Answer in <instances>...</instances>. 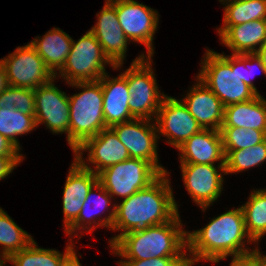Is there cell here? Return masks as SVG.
Listing matches in <instances>:
<instances>
[{
	"instance_id": "obj_36",
	"label": "cell",
	"mask_w": 266,
	"mask_h": 266,
	"mask_svg": "<svg viewBox=\"0 0 266 266\" xmlns=\"http://www.w3.org/2000/svg\"><path fill=\"white\" fill-rule=\"evenodd\" d=\"M230 266H258L257 265V247L250 253L240 256H232Z\"/></svg>"
},
{
	"instance_id": "obj_27",
	"label": "cell",
	"mask_w": 266,
	"mask_h": 266,
	"mask_svg": "<svg viewBox=\"0 0 266 266\" xmlns=\"http://www.w3.org/2000/svg\"><path fill=\"white\" fill-rule=\"evenodd\" d=\"M221 3L225 5L222 26L266 20V0H223Z\"/></svg>"
},
{
	"instance_id": "obj_33",
	"label": "cell",
	"mask_w": 266,
	"mask_h": 266,
	"mask_svg": "<svg viewBox=\"0 0 266 266\" xmlns=\"http://www.w3.org/2000/svg\"><path fill=\"white\" fill-rule=\"evenodd\" d=\"M120 266H191L188 257H158L149 260H120Z\"/></svg>"
},
{
	"instance_id": "obj_42",
	"label": "cell",
	"mask_w": 266,
	"mask_h": 266,
	"mask_svg": "<svg viewBox=\"0 0 266 266\" xmlns=\"http://www.w3.org/2000/svg\"><path fill=\"white\" fill-rule=\"evenodd\" d=\"M257 265L266 266V255L260 253V249L257 247Z\"/></svg>"
},
{
	"instance_id": "obj_21",
	"label": "cell",
	"mask_w": 266,
	"mask_h": 266,
	"mask_svg": "<svg viewBox=\"0 0 266 266\" xmlns=\"http://www.w3.org/2000/svg\"><path fill=\"white\" fill-rule=\"evenodd\" d=\"M99 81L103 91V114L106 127L135 119L128 106L130 93L127 80L121 74L111 78L105 73Z\"/></svg>"
},
{
	"instance_id": "obj_35",
	"label": "cell",
	"mask_w": 266,
	"mask_h": 266,
	"mask_svg": "<svg viewBox=\"0 0 266 266\" xmlns=\"http://www.w3.org/2000/svg\"><path fill=\"white\" fill-rule=\"evenodd\" d=\"M23 155H0V180L5 179L22 161Z\"/></svg>"
},
{
	"instance_id": "obj_39",
	"label": "cell",
	"mask_w": 266,
	"mask_h": 266,
	"mask_svg": "<svg viewBox=\"0 0 266 266\" xmlns=\"http://www.w3.org/2000/svg\"><path fill=\"white\" fill-rule=\"evenodd\" d=\"M8 86L5 67L2 59L0 60V93Z\"/></svg>"
},
{
	"instance_id": "obj_3",
	"label": "cell",
	"mask_w": 266,
	"mask_h": 266,
	"mask_svg": "<svg viewBox=\"0 0 266 266\" xmlns=\"http://www.w3.org/2000/svg\"><path fill=\"white\" fill-rule=\"evenodd\" d=\"M182 226L178 213L167 223L150 226L143 231L128 232L111 246L112 253L123 260L188 257L187 231Z\"/></svg>"
},
{
	"instance_id": "obj_19",
	"label": "cell",
	"mask_w": 266,
	"mask_h": 266,
	"mask_svg": "<svg viewBox=\"0 0 266 266\" xmlns=\"http://www.w3.org/2000/svg\"><path fill=\"white\" fill-rule=\"evenodd\" d=\"M196 83L182 99L202 129L220 131L224 118L221 100L196 76Z\"/></svg>"
},
{
	"instance_id": "obj_30",
	"label": "cell",
	"mask_w": 266,
	"mask_h": 266,
	"mask_svg": "<svg viewBox=\"0 0 266 266\" xmlns=\"http://www.w3.org/2000/svg\"><path fill=\"white\" fill-rule=\"evenodd\" d=\"M224 154L226 175L259 166L266 160V139L250 148L224 150Z\"/></svg>"
},
{
	"instance_id": "obj_38",
	"label": "cell",
	"mask_w": 266,
	"mask_h": 266,
	"mask_svg": "<svg viewBox=\"0 0 266 266\" xmlns=\"http://www.w3.org/2000/svg\"><path fill=\"white\" fill-rule=\"evenodd\" d=\"M20 152L11 141L0 134V155H22Z\"/></svg>"
},
{
	"instance_id": "obj_28",
	"label": "cell",
	"mask_w": 266,
	"mask_h": 266,
	"mask_svg": "<svg viewBox=\"0 0 266 266\" xmlns=\"http://www.w3.org/2000/svg\"><path fill=\"white\" fill-rule=\"evenodd\" d=\"M33 237L19 227L14 220L0 207V258L9 259L16 252L26 248Z\"/></svg>"
},
{
	"instance_id": "obj_11",
	"label": "cell",
	"mask_w": 266,
	"mask_h": 266,
	"mask_svg": "<svg viewBox=\"0 0 266 266\" xmlns=\"http://www.w3.org/2000/svg\"><path fill=\"white\" fill-rule=\"evenodd\" d=\"M88 153V163L84 160L83 152ZM75 160L85 169L98 174L103 169L130 159L127 148L121 143L111 127L102 129L97 135L85 140L74 150Z\"/></svg>"
},
{
	"instance_id": "obj_37",
	"label": "cell",
	"mask_w": 266,
	"mask_h": 266,
	"mask_svg": "<svg viewBox=\"0 0 266 266\" xmlns=\"http://www.w3.org/2000/svg\"><path fill=\"white\" fill-rule=\"evenodd\" d=\"M3 107L11 110L15 109V105L13 104V86L8 85L1 93H0V109Z\"/></svg>"
},
{
	"instance_id": "obj_40",
	"label": "cell",
	"mask_w": 266,
	"mask_h": 266,
	"mask_svg": "<svg viewBox=\"0 0 266 266\" xmlns=\"http://www.w3.org/2000/svg\"><path fill=\"white\" fill-rule=\"evenodd\" d=\"M256 54L261 58L262 64L266 69V41L260 46Z\"/></svg>"
},
{
	"instance_id": "obj_17",
	"label": "cell",
	"mask_w": 266,
	"mask_h": 266,
	"mask_svg": "<svg viewBox=\"0 0 266 266\" xmlns=\"http://www.w3.org/2000/svg\"><path fill=\"white\" fill-rule=\"evenodd\" d=\"M98 182V174L83 168L75 159L71 164L63 190L62 208L64 229L66 230L78 217L83 202Z\"/></svg>"
},
{
	"instance_id": "obj_4",
	"label": "cell",
	"mask_w": 266,
	"mask_h": 266,
	"mask_svg": "<svg viewBox=\"0 0 266 266\" xmlns=\"http://www.w3.org/2000/svg\"><path fill=\"white\" fill-rule=\"evenodd\" d=\"M197 77L221 100L224 107L258 96L243 82L242 54L224 55L207 49Z\"/></svg>"
},
{
	"instance_id": "obj_5",
	"label": "cell",
	"mask_w": 266,
	"mask_h": 266,
	"mask_svg": "<svg viewBox=\"0 0 266 266\" xmlns=\"http://www.w3.org/2000/svg\"><path fill=\"white\" fill-rule=\"evenodd\" d=\"M82 92L68 96L70 107L69 146L74 152L85 140L107 128L103 114L101 82L86 81L69 84Z\"/></svg>"
},
{
	"instance_id": "obj_15",
	"label": "cell",
	"mask_w": 266,
	"mask_h": 266,
	"mask_svg": "<svg viewBox=\"0 0 266 266\" xmlns=\"http://www.w3.org/2000/svg\"><path fill=\"white\" fill-rule=\"evenodd\" d=\"M158 137H167L166 143L180 147L193 134L202 130L196 119L189 113L182 100L165 96L155 117Z\"/></svg>"
},
{
	"instance_id": "obj_1",
	"label": "cell",
	"mask_w": 266,
	"mask_h": 266,
	"mask_svg": "<svg viewBox=\"0 0 266 266\" xmlns=\"http://www.w3.org/2000/svg\"><path fill=\"white\" fill-rule=\"evenodd\" d=\"M162 173L147 187L115 204V217L112 231L120 234L109 240L111 247L122 235L138 232L171 221L179 212L168 177ZM167 176V177H166Z\"/></svg>"
},
{
	"instance_id": "obj_34",
	"label": "cell",
	"mask_w": 266,
	"mask_h": 266,
	"mask_svg": "<svg viewBox=\"0 0 266 266\" xmlns=\"http://www.w3.org/2000/svg\"><path fill=\"white\" fill-rule=\"evenodd\" d=\"M13 104L21 113L35 115L34 90L13 86Z\"/></svg>"
},
{
	"instance_id": "obj_14",
	"label": "cell",
	"mask_w": 266,
	"mask_h": 266,
	"mask_svg": "<svg viewBox=\"0 0 266 266\" xmlns=\"http://www.w3.org/2000/svg\"><path fill=\"white\" fill-rule=\"evenodd\" d=\"M180 164L183 182L188 194L205 212L213 202L215 203L223 191L225 164H218L217 167L211 164Z\"/></svg>"
},
{
	"instance_id": "obj_6",
	"label": "cell",
	"mask_w": 266,
	"mask_h": 266,
	"mask_svg": "<svg viewBox=\"0 0 266 266\" xmlns=\"http://www.w3.org/2000/svg\"><path fill=\"white\" fill-rule=\"evenodd\" d=\"M152 57L141 53L121 75L127 80L131 115L135 119L155 120L164 97L152 69Z\"/></svg>"
},
{
	"instance_id": "obj_16",
	"label": "cell",
	"mask_w": 266,
	"mask_h": 266,
	"mask_svg": "<svg viewBox=\"0 0 266 266\" xmlns=\"http://www.w3.org/2000/svg\"><path fill=\"white\" fill-rule=\"evenodd\" d=\"M96 16L97 22L89 31L115 65L114 70L119 69L125 60L129 40L120 27L116 8L109 0H105V5Z\"/></svg>"
},
{
	"instance_id": "obj_24",
	"label": "cell",
	"mask_w": 266,
	"mask_h": 266,
	"mask_svg": "<svg viewBox=\"0 0 266 266\" xmlns=\"http://www.w3.org/2000/svg\"><path fill=\"white\" fill-rule=\"evenodd\" d=\"M222 127L257 129L266 133V99H254L226 106Z\"/></svg>"
},
{
	"instance_id": "obj_22",
	"label": "cell",
	"mask_w": 266,
	"mask_h": 266,
	"mask_svg": "<svg viewBox=\"0 0 266 266\" xmlns=\"http://www.w3.org/2000/svg\"><path fill=\"white\" fill-rule=\"evenodd\" d=\"M217 31L221 43L227 46L232 54L256 53L266 41V20L221 26Z\"/></svg>"
},
{
	"instance_id": "obj_25",
	"label": "cell",
	"mask_w": 266,
	"mask_h": 266,
	"mask_svg": "<svg viewBox=\"0 0 266 266\" xmlns=\"http://www.w3.org/2000/svg\"><path fill=\"white\" fill-rule=\"evenodd\" d=\"M69 240L64 253L38 247L37 242L33 240L26 248L13 254L8 262L14 266H63L75 253L72 237Z\"/></svg>"
},
{
	"instance_id": "obj_20",
	"label": "cell",
	"mask_w": 266,
	"mask_h": 266,
	"mask_svg": "<svg viewBox=\"0 0 266 266\" xmlns=\"http://www.w3.org/2000/svg\"><path fill=\"white\" fill-rule=\"evenodd\" d=\"M180 163L211 164L215 162L225 164L222 136L220 131L202 129L193 134L180 147Z\"/></svg>"
},
{
	"instance_id": "obj_23",
	"label": "cell",
	"mask_w": 266,
	"mask_h": 266,
	"mask_svg": "<svg viewBox=\"0 0 266 266\" xmlns=\"http://www.w3.org/2000/svg\"><path fill=\"white\" fill-rule=\"evenodd\" d=\"M30 44L55 76L64 66L71 49L72 38L60 28L49 30L42 38L35 37Z\"/></svg>"
},
{
	"instance_id": "obj_2",
	"label": "cell",
	"mask_w": 266,
	"mask_h": 266,
	"mask_svg": "<svg viewBox=\"0 0 266 266\" xmlns=\"http://www.w3.org/2000/svg\"><path fill=\"white\" fill-rule=\"evenodd\" d=\"M246 241L248 244L254 242L246 231L244 213L240 206L212 218L201 229L187 232L189 263L193 266L204 260L215 264L227 256L248 254L252 250L245 246Z\"/></svg>"
},
{
	"instance_id": "obj_8",
	"label": "cell",
	"mask_w": 266,
	"mask_h": 266,
	"mask_svg": "<svg viewBox=\"0 0 266 266\" xmlns=\"http://www.w3.org/2000/svg\"><path fill=\"white\" fill-rule=\"evenodd\" d=\"M162 173L148 161L130 158L98 173V182L114 197L127 199L147 187Z\"/></svg>"
},
{
	"instance_id": "obj_32",
	"label": "cell",
	"mask_w": 266,
	"mask_h": 266,
	"mask_svg": "<svg viewBox=\"0 0 266 266\" xmlns=\"http://www.w3.org/2000/svg\"><path fill=\"white\" fill-rule=\"evenodd\" d=\"M256 69H260V71L266 76V69L262 64L261 58L256 53L242 54L243 82L259 95V91L255 87L253 81H251L252 78L255 77L254 75L256 74Z\"/></svg>"
},
{
	"instance_id": "obj_9",
	"label": "cell",
	"mask_w": 266,
	"mask_h": 266,
	"mask_svg": "<svg viewBox=\"0 0 266 266\" xmlns=\"http://www.w3.org/2000/svg\"><path fill=\"white\" fill-rule=\"evenodd\" d=\"M116 8L118 21L129 41L147 47L145 56H153V37L158 28L156 10L135 0H109Z\"/></svg>"
},
{
	"instance_id": "obj_41",
	"label": "cell",
	"mask_w": 266,
	"mask_h": 266,
	"mask_svg": "<svg viewBox=\"0 0 266 266\" xmlns=\"http://www.w3.org/2000/svg\"><path fill=\"white\" fill-rule=\"evenodd\" d=\"M75 252L63 266H82Z\"/></svg>"
},
{
	"instance_id": "obj_7",
	"label": "cell",
	"mask_w": 266,
	"mask_h": 266,
	"mask_svg": "<svg viewBox=\"0 0 266 266\" xmlns=\"http://www.w3.org/2000/svg\"><path fill=\"white\" fill-rule=\"evenodd\" d=\"M115 65L108 59L95 36L87 31L78 41L72 39L71 49L60 75L67 84L100 80L106 72L105 65Z\"/></svg>"
},
{
	"instance_id": "obj_43",
	"label": "cell",
	"mask_w": 266,
	"mask_h": 266,
	"mask_svg": "<svg viewBox=\"0 0 266 266\" xmlns=\"http://www.w3.org/2000/svg\"><path fill=\"white\" fill-rule=\"evenodd\" d=\"M8 262V259H2L0 266H6V263Z\"/></svg>"
},
{
	"instance_id": "obj_31",
	"label": "cell",
	"mask_w": 266,
	"mask_h": 266,
	"mask_svg": "<svg viewBox=\"0 0 266 266\" xmlns=\"http://www.w3.org/2000/svg\"><path fill=\"white\" fill-rule=\"evenodd\" d=\"M223 150H239L250 148L263 142L266 133L257 129L243 127H221Z\"/></svg>"
},
{
	"instance_id": "obj_26",
	"label": "cell",
	"mask_w": 266,
	"mask_h": 266,
	"mask_svg": "<svg viewBox=\"0 0 266 266\" xmlns=\"http://www.w3.org/2000/svg\"><path fill=\"white\" fill-rule=\"evenodd\" d=\"M248 235L257 243L266 234V189L253 190L241 205Z\"/></svg>"
},
{
	"instance_id": "obj_29",
	"label": "cell",
	"mask_w": 266,
	"mask_h": 266,
	"mask_svg": "<svg viewBox=\"0 0 266 266\" xmlns=\"http://www.w3.org/2000/svg\"><path fill=\"white\" fill-rule=\"evenodd\" d=\"M37 128L35 115H27L19 110L0 109V134L11 141L19 150L21 149L18 135L27 134Z\"/></svg>"
},
{
	"instance_id": "obj_12",
	"label": "cell",
	"mask_w": 266,
	"mask_h": 266,
	"mask_svg": "<svg viewBox=\"0 0 266 266\" xmlns=\"http://www.w3.org/2000/svg\"><path fill=\"white\" fill-rule=\"evenodd\" d=\"M56 77L34 89L35 120L37 127L45 124L53 134H67L69 144V98L54 84Z\"/></svg>"
},
{
	"instance_id": "obj_13",
	"label": "cell",
	"mask_w": 266,
	"mask_h": 266,
	"mask_svg": "<svg viewBox=\"0 0 266 266\" xmlns=\"http://www.w3.org/2000/svg\"><path fill=\"white\" fill-rule=\"evenodd\" d=\"M152 122L153 120L133 119L113 125L111 128L127 148L130 158L148 161L161 173H166L168 171L158 162L157 140L159 137L156 124Z\"/></svg>"
},
{
	"instance_id": "obj_10",
	"label": "cell",
	"mask_w": 266,
	"mask_h": 266,
	"mask_svg": "<svg viewBox=\"0 0 266 266\" xmlns=\"http://www.w3.org/2000/svg\"><path fill=\"white\" fill-rule=\"evenodd\" d=\"M1 59L10 86L34 90L55 77L30 43Z\"/></svg>"
},
{
	"instance_id": "obj_18",
	"label": "cell",
	"mask_w": 266,
	"mask_h": 266,
	"mask_svg": "<svg viewBox=\"0 0 266 266\" xmlns=\"http://www.w3.org/2000/svg\"><path fill=\"white\" fill-rule=\"evenodd\" d=\"M95 191L99 192V194L96 195L97 193ZM95 196L96 198L94 199ZM112 199L114 200L107 190L99 182H97L91 188L86 200L83 202L82 209L80 210L77 219L66 230H64L67 233L66 235L73 234L74 236H78V234L75 233L79 232L77 230H85L87 233H90L93 232L97 227H106L107 229L111 230L115 217V204L112 205L113 207L111 212L108 210ZM91 208L94 211L91 210ZM95 210L97 212H95ZM100 211H102V213ZM103 211L109 212L108 215L104 218H99L102 217L99 214H103Z\"/></svg>"
}]
</instances>
